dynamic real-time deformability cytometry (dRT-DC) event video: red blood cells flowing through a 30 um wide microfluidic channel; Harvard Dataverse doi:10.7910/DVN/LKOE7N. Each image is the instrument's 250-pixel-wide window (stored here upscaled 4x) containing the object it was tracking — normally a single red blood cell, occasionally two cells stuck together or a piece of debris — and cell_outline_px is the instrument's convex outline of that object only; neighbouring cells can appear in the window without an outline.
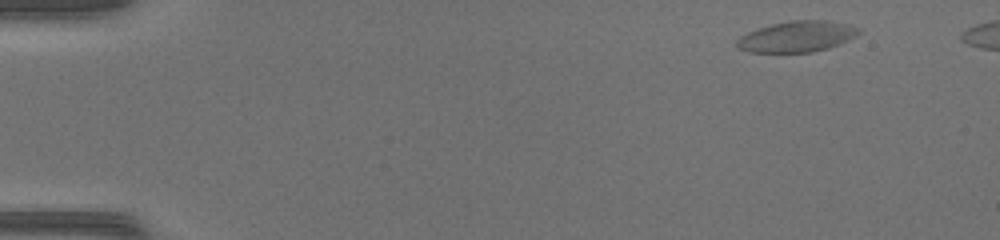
{"species": "common noctule bat (a hibernating species)", "species_latin": "Nyctalus noctula", "temperature_condition": "warm", "stored_images_in_passage": 45, "segment_of_instrument_passage": [1, 2], "camera_frame_rate_fps": 3000, "um_per_image_px": 0.085, "animal": {"sex": "female", "body_mass_g": 17.0, "forearm_length_mm": 48.0}, "frame": {"image": 1, "passage_image": 1, "time_ms": 0.0, "image_size_px": [1000, 240], "cell_outline_px": [[860, 32], [828, 48], [808, 52], [752, 52], [740, 48], [736, 44], [736, 40], [760, 28], [772, 24], [792, 20], [824, 20], [860, 28]], "centroid_in_image_um": [67.72, 3.11], "position_along_channel_um": 17.3, "area_um2": 20.98}}
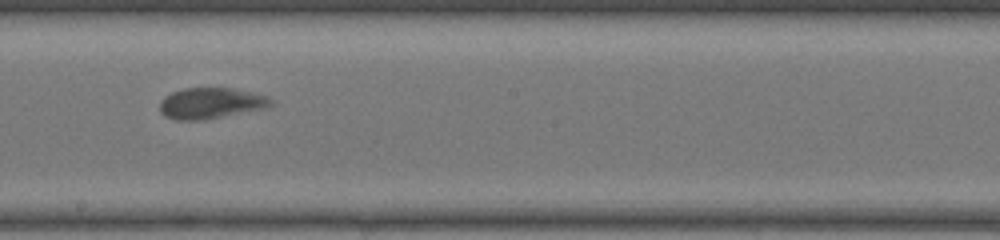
{"frame": {"image": 2, "passage_image": 25, "time_ms": 8.0, "image_size_px": [1000, 240], "cell_outline_px": [[272, 104], [264, 108], [196, 120], [176, 120], [164, 116], [160, 112], [160, 100], [164, 96], [172, 92], [184, 88], [232, 88], [268, 96], [272, 100]], "centroid_in_image_um": [17.85, 8.75], "position_along_channel_um": 230.3, "area_um2": 19.65}}
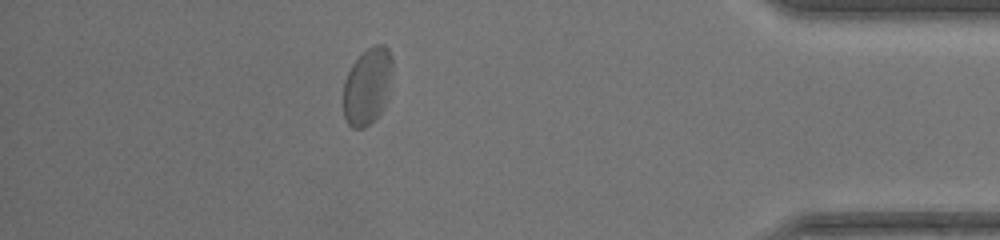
{"frame": {"image": 3, "passage_image": 40, "time_ms": 13.0, "image_size_px": [1000, 240], "cell_outline_px": [[392, 72], [384, 104], [380, 112], [364, 128], [352, 128], [348, 124], [344, 116], [344, 80], [352, 64], [368, 48], [376, 44], [384, 44], [388, 48], [392, 56]], "centroid_in_image_um": [31.22, 7.3], "position_along_channel_um": 404.0, "area_um2": 21.62}}